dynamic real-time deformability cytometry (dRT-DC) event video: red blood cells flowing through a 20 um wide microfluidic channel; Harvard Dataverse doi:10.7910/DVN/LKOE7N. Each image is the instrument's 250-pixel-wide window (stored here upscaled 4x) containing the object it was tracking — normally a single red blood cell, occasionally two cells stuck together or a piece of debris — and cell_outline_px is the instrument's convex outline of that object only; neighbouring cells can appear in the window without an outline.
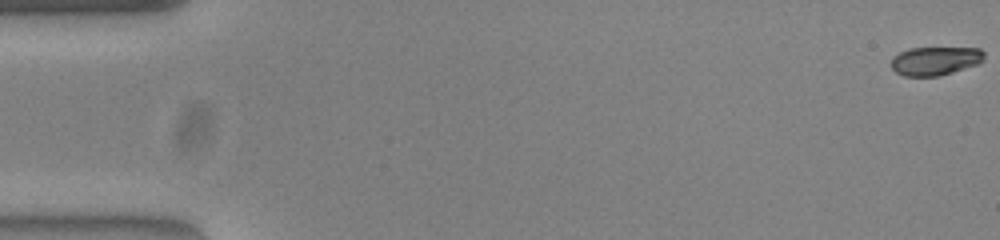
{"species": "common noctule bat (a hibernating species)", "species_latin": "Nyctalus noctula", "temperature_condition": "warm", "stored_images_in_passage": 54, "camera_frame_rate_fps": 3000, "um_per_image_px": 0.085, "animal": {"sex": "female", "body_mass_g": 23.0, "forearm_length_mm": 53.4}, "frame": {"image": 1, "passage_image": 1, "time_ms": 0.0, "image_size_px": [1000, 240], "cell_outline_px": [[984, 60], [980, 64], [952, 72], [936, 76], [904, 76], [896, 72], [892, 68], [892, 56], [908, 48], [980, 48], [984, 52]], "centroid_in_image_um": [79.51, 5.17], "position_along_channel_um": 5.5, "area_um2": 15.55}}
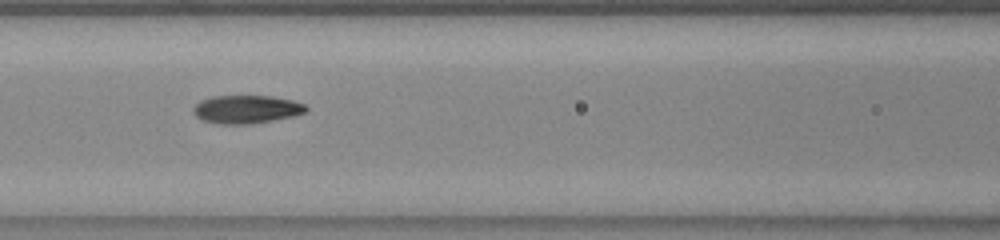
{"frame": {"image": 2, "passage_image": 24, "time_ms": 7.667, "image_size_px": [1000, 240], "cell_outline_px": [[308, 108], [304, 112], [292, 116], [272, 120], [248, 124], [224, 124], [204, 120], [196, 116], [192, 112], [192, 108], [200, 100], [212, 96], [272, 96], [292, 100], [304, 104]], "centroid_in_image_um": [20.92, 9.28], "position_along_channel_um": 145.7, "area_um2": 18.32}}
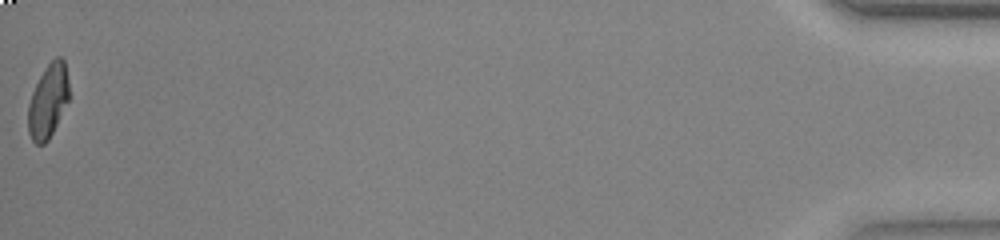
{"frame": {"image": 3, "passage_image": 54, "time_ms": 17.667, "image_size_px": [1000, 240], "cell_outline_px": [[68, 100], [48, 140], [44, 144], [36, 144], [32, 140], [28, 132], [28, 104], [32, 92], [44, 68], [56, 56], [60, 56], [64, 60], [68, 80]], "centroid_in_image_um": [4.07, 8.57], "position_along_channel_um": 431.1, "area_um2": 17.34}, "authors_computed_cell_mechanics": {"area_um2": 17.9758, "velocity_mm_per_s": 3.8807, "shape_relaxation_time_tau1_ms": 4.0951, "shape_relaxation_time_tau2_ms": 1.386, "deformation_change_tau1": 0.1947, "deformation_change_tau2": 0.0649}}